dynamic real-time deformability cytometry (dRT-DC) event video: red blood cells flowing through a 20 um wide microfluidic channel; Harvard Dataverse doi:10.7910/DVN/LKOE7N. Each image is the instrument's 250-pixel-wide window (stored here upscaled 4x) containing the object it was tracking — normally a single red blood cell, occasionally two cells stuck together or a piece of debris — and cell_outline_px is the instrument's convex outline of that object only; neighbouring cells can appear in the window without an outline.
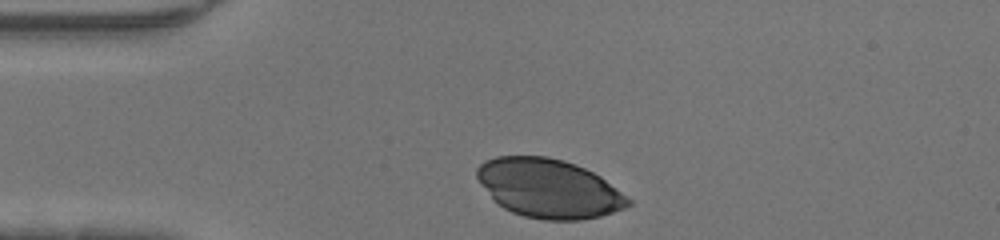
{"species": "human", "species_latin": "Homo sapiens", "temperature_condition": "warm", "stored_images_in_passage": 28, "camera_frame_rate_fps": 3000, "um_per_image_px": 0.085, "donor": {"sex": "male"}, "frame": {"image": 1, "passage_image": 1, "time_ms": 0.0, "image_size_px": [1000, 240], "cell_outline_px": [[632, 204], [624, 208], [600, 216], [580, 220], [544, 220], [524, 216], [512, 212], [504, 208], [492, 200], [480, 184], [476, 176], [476, 168], [484, 160], [496, 156], [548, 156], [564, 160], [576, 164], [600, 176], [632, 200]], "centroid_in_image_um": [46.61, 16.01], "position_along_channel_um": 38.4, "area_um2": 52.08}}
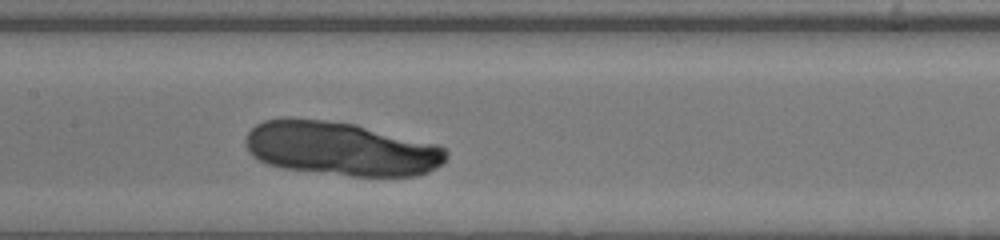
{"frame": {"image": 2, "passage_image": 13, "time_ms": 4.0, "image_size_px": [1000, 240], "cell_outline_px": [[448, 156], [436, 168], [428, 172], [416, 176], [352, 176], [284, 168], [268, 164], [252, 156], [248, 152], [244, 140], [248, 132], [256, 124], [264, 120], [280, 116], [292, 116], [356, 124], [436, 144], [444, 148], [448, 152]], "centroid_in_image_um": [28.93, 12.61], "position_along_channel_um": 178.5, "area_um2": 63.41}}
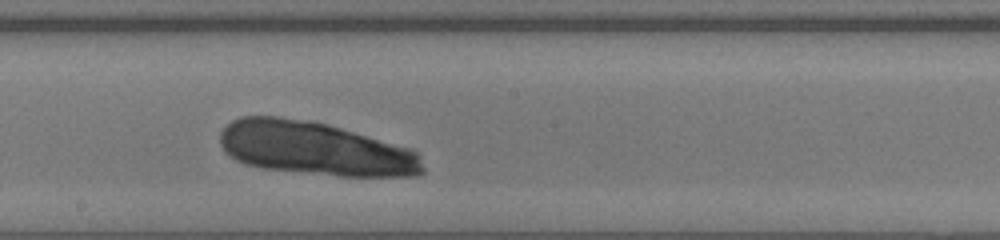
{"frame": {"image": 3, "passage_image": 16, "time_ms": 5.0, "image_size_px": [1000, 240], "cell_outline_px": [[424, 172], [420, 176], [340, 176], [264, 168], [248, 164], [236, 160], [228, 156], [224, 152], [220, 144], [220, 132], [232, 120], [240, 116], [276, 116], [308, 120], [328, 124], [412, 148], [420, 156], [424, 168]], "centroid_in_image_um": [26.8, 12.62], "position_along_channel_um": 221.4, "area_um2": 63.46}}